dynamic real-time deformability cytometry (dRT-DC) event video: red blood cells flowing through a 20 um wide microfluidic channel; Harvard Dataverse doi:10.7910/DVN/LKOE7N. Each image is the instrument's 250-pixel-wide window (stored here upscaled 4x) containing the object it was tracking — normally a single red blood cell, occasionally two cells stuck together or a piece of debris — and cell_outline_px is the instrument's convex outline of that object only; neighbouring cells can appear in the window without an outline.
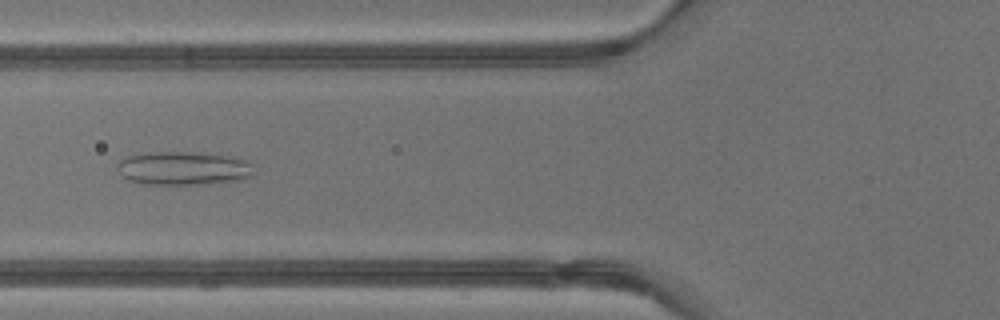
{"species": "common noctule bat (a hibernating species)", "species_latin": "Nyctalus noctula", "temperature_condition": "warm", "stored_images_in_passage": 43, "camera_frame_rate_fps": 3000, "um_per_image_px": 0.085, "animal": {"sex": "male", "body_mass_g": 13.3}, "frame": {"image": 1, "passage_image": 17, "time_ms": 5.333, "image_size_px": [1000, 320], "cell_outline_px": [[256, 172], [252, 176], [244, 180], [200, 184], [140, 184], [128, 180], [120, 176], [116, 168], [116, 164], [124, 156], [144, 152], [192, 152], [228, 156], [244, 160]], "centroid_in_image_um": [15.51, 14.31], "position_along_channel_um": 110.3, "area_um2": 27.05}}
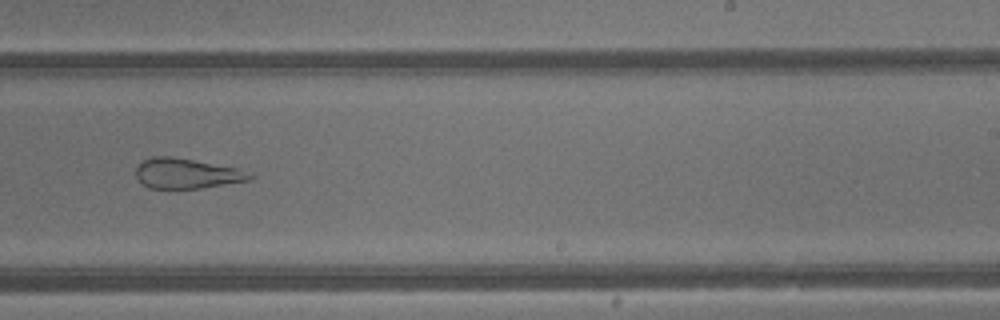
{"frame": {"image": 2, "passage_image": 27, "time_ms": 8.667, "image_size_px": [1000, 320], "cell_outline_px": [[256, 176], [248, 180], [200, 188], [148, 188], [136, 176], [136, 168], [144, 160], [152, 156], [172, 156], [236, 168]], "centroid_in_image_um": [15.83, 14.74], "position_along_channel_um": 273.2, "area_um2": 19.59}}
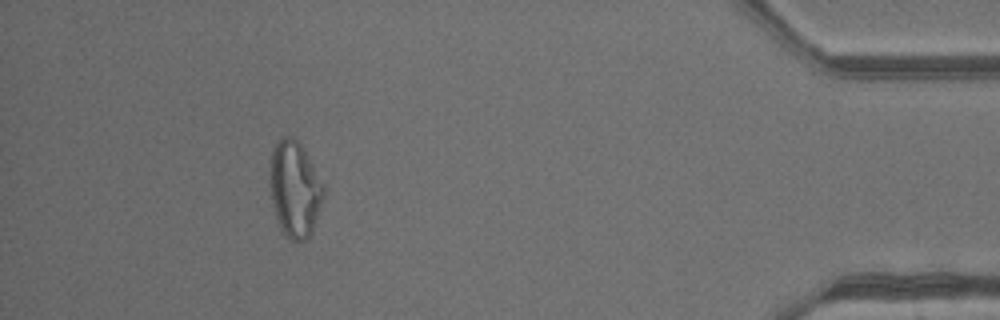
{"frame": {"image": 3, "passage_image": 39, "time_ms": 12.667, "image_size_px": [1000, 320], "cell_outline_px": [[324, 196], [312, 232], [304, 240], [292, 240], [284, 236], [276, 220], [272, 204], [268, 172], [272, 152], [276, 144], [284, 136], [292, 136], [304, 148], [324, 184]], "centroid_in_image_um": [25.04, 16.07], "position_along_channel_um": 410.2, "area_um2": 30.29}}